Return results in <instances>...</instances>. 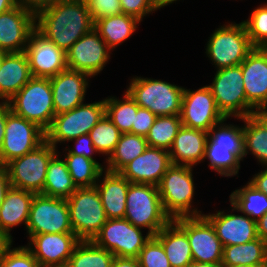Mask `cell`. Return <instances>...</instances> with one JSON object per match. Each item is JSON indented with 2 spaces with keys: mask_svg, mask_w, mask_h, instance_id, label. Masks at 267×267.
Listing matches in <instances>:
<instances>
[{
  "mask_svg": "<svg viewBox=\"0 0 267 267\" xmlns=\"http://www.w3.org/2000/svg\"><path fill=\"white\" fill-rule=\"evenodd\" d=\"M35 29L65 53L94 28L88 5L79 0H55L35 15Z\"/></svg>",
  "mask_w": 267,
  "mask_h": 267,
  "instance_id": "obj_1",
  "label": "cell"
},
{
  "mask_svg": "<svg viewBox=\"0 0 267 267\" xmlns=\"http://www.w3.org/2000/svg\"><path fill=\"white\" fill-rule=\"evenodd\" d=\"M124 218L134 226L147 228L151 236L171 221L163 209L158 186L141 183L129 184Z\"/></svg>",
  "mask_w": 267,
  "mask_h": 267,
  "instance_id": "obj_2",
  "label": "cell"
},
{
  "mask_svg": "<svg viewBox=\"0 0 267 267\" xmlns=\"http://www.w3.org/2000/svg\"><path fill=\"white\" fill-rule=\"evenodd\" d=\"M192 176V166L172 164L158 185L163 209L171 220L203 215L191 208L195 189Z\"/></svg>",
  "mask_w": 267,
  "mask_h": 267,
  "instance_id": "obj_3",
  "label": "cell"
},
{
  "mask_svg": "<svg viewBox=\"0 0 267 267\" xmlns=\"http://www.w3.org/2000/svg\"><path fill=\"white\" fill-rule=\"evenodd\" d=\"M7 103L15 114L46 131L55 116L50 78L32 77Z\"/></svg>",
  "mask_w": 267,
  "mask_h": 267,
  "instance_id": "obj_4",
  "label": "cell"
},
{
  "mask_svg": "<svg viewBox=\"0 0 267 267\" xmlns=\"http://www.w3.org/2000/svg\"><path fill=\"white\" fill-rule=\"evenodd\" d=\"M126 92L141 107L156 116L180 115L184 88L169 82L134 77Z\"/></svg>",
  "mask_w": 267,
  "mask_h": 267,
  "instance_id": "obj_5",
  "label": "cell"
},
{
  "mask_svg": "<svg viewBox=\"0 0 267 267\" xmlns=\"http://www.w3.org/2000/svg\"><path fill=\"white\" fill-rule=\"evenodd\" d=\"M66 200L73 233L80 240H92L107 221L98 190L77 188Z\"/></svg>",
  "mask_w": 267,
  "mask_h": 267,
  "instance_id": "obj_6",
  "label": "cell"
},
{
  "mask_svg": "<svg viewBox=\"0 0 267 267\" xmlns=\"http://www.w3.org/2000/svg\"><path fill=\"white\" fill-rule=\"evenodd\" d=\"M208 40L206 54L217 70L240 65L254 49L243 22L217 28Z\"/></svg>",
  "mask_w": 267,
  "mask_h": 267,
  "instance_id": "obj_7",
  "label": "cell"
},
{
  "mask_svg": "<svg viewBox=\"0 0 267 267\" xmlns=\"http://www.w3.org/2000/svg\"><path fill=\"white\" fill-rule=\"evenodd\" d=\"M58 153L46 140L35 150L6 164L11 187L42 194L48 164Z\"/></svg>",
  "mask_w": 267,
  "mask_h": 267,
  "instance_id": "obj_8",
  "label": "cell"
},
{
  "mask_svg": "<svg viewBox=\"0 0 267 267\" xmlns=\"http://www.w3.org/2000/svg\"><path fill=\"white\" fill-rule=\"evenodd\" d=\"M104 114L105 99L95 103H82L70 111L55 115L45 131V140L57 148L58 142L73 141L80 135L89 134Z\"/></svg>",
  "mask_w": 267,
  "mask_h": 267,
  "instance_id": "obj_9",
  "label": "cell"
},
{
  "mask_svg": "<svg viewBox=\"0 0 267 267\" xmlns=\"http://www.w3.org/2000/svg\"><path fill=\"white\" fill-rule=\"evenodd\" d=\"M207 86L225 118L252 116L254 109L246 99L240 65L217 70L212 84Z\"/></svg>",
  "mask_w": 267,
  "mask_h": 267,
  "instance_id": "obj_10",
  "label": "cell"
},
{
  "mask_svg": "<svg viewBox=\"0 0 267 267\" xmlns=\"http://www.w3.org/2000/svg\"><path fill=\"white\" fill-rule=\"evenodd\" d=\"M150 237L147 233L144 238L140 227L134 226L125 218H118L107 219L91 241L114 256L138 258Z\"/></svg>",
  "mask_w": 267,
  "mask_h": 267,
  "instance_id": "obj_11",
  "label": "cell"
},
{
  "mask_svg": "<svg viewBox=\"0 0 267 267\" xmlns=\"http://www.w3.org/2000/svg\"><path fill=\"white\" fill-rule=\"evenodd\" d=\"M26 229L29 238L37 234L73 233L67 200L35 194Z\"/></svg>",
  "mask_w": 267,
  "mask_h": 267,
  "instance_id": "obj_12",
  "label": "cell"
},
{
  "mask_svg": "<svg viewBox=\"0 0 267 267\" xmlns=\"http://www.w3.org/2000/svg\"><path fill=\"white\" fill-rule=\"evenodd\" d=\"M173 221L187 234L193 261L222 264L224 246L213 225L204 215L180 217Z\"/></svg>",
  "mask_w": 267,
  "mask_h": 267,
  "instance_id": "obj_13",
  "label": "cell"
},
{
  "mask_svg": "<svg viewBox=\"0 0 267 267\" xmlns=\"http://www.w3.org/2000/svg\"><path fill=\"white\" fill-rule=\"evenodd\" d=\"M45 141V131L36 123L15 114L8 104L5 134L0 150V165L35 150Z\"/></svg>",
  "mask_w": 267,
  "mask_h": 267,
  "instance_id": "obj_14",
  "label": "cell"
},
{
  "mask_svg": "<svg viewBox=\"0 0 267 267\" xmlns=\"http://www.w3.org/2000/svg\"><path fill=\"white\" fill-rule=\"evenodd\" d=\"M110 51L99 32L92 28L66 52L67 68L85 72L93 77L104 69L110 58Z\"/></svg>",
  "mask_w": 267,
  "mask_h": 267,
  "instance_id": "obj_15",
  "label": "cell"
},
{
  "mask_svg": "<svg viewBox=\"0 0 267 267\" xmlns=\"http://www.w3.org/2000/svg\"><path fill=\"white\" fill-rule=\"evenodd\" d=\"M180 117L183 126L207 132L226 119L217 108L208 86L196 91L184 88Z\"/></svg>",
  "mask_w": 267,
  "mask_h": 267,
  "instance_id": "obj_16",
  "label": "cell"
},
{
  "mask_svg": "<svg viewBox=\"0 0 267 267\" xmlns=\"http://www.w3.org/2000/svg\"><path fill=\"white\" fill-rule=\"evenodd\" d=\"M29 239V246L25 247L40 267H66L75 246L81 241L74 233L37 234Z\"/></svg>",
  "mask_w": 267,
  "mask_h": 267,
  "instance_id": "obj_17",
  "label": "cell"
},
{
  "mask_svg": "<svg viewBox=\"0 0 267 267\" xmlns=\"http://www.w3.org/2000/svg\"><path fill=\"white\" fill-rule=\"evenodd\" d=\"M24 52L32 77L51 78L67 69L66 53L36 29L31 33Z\"/></svg>",
  "mask_w": 267,
  "mask_h": 267,
  "instance_id": "obj_18",
  "label": "cell"
},
{
  "mask_svg": "<svg viewBox=\"0 0 267 267\" xmlns=\"http://www.w3.org/2000/svg\"><path fill=\"white\" fill-rule=\"evenodd\" d=\"M35 23V15L19 5L0 13V52H24Z\"/></svg>",
  "mask_w": 267,
  "mask_h": 267,
  "instance_id": "obj_19",
  "label": "cell"
},
{
  "mask_svg": "<svg viewBox=\"0 0 267 267\" xmlns=\"http://www.w3.org/2000/svg\"><path fill=\"white\" fill-rule=\"evenodd\" d=\"M171 165L168 150L147 147L143 154L133 159L119 173L130 183L158 186Z\"/></svg>",
  "mask_w": 267,
  "mask_h": 267,
  "instance_id": "obj_20",
  "label": "cell"
},
{
  "mask_svg": "<svg viewBox=\"0 0 267 267\" xmlns=\"http://www.w3.org/2000/svg\"><path fill=\"white\" fill-rule=\"evenodd\" d=\"M85 72L66 69L50 78L55 115L70 111L80 106L88 88Z\"/></svg>",
  "mask_w": 267,
  "mask_h": 267,
  "instance_id": "obj_21",
  "label": "cell"
},
{
  "mask_svg": "<svg viewBox=\"0 0 267 267\" xmlns=\"http://www.w3.org/2000/svg\"><path fill=\"white\" fill-rule=\"evenodd\" d=\"M240 66L248 104L253 109L267 105V48H254Z\"/></svg>",
  "mask_w": 267,
  "mask_h": 267,
  "instance_id": "obj_22",
  "label": "cell"
},
{
  "mask_svg": "<svg viewBox=\"0 0 267 267\" xmlns=\"http://www.w3.org/2000/svg\"><path fill=\"white\" fill-rule=\"evenodd\" d=\"M203 215L213 225L223 246L245 244L258 238L256 221L245 214L243 216L218 211L216 214Z\"/></svg>",
  "mask_w": 267,
  "mask_h": 267,
  "instance_id": "obj_23",
  "label": "cell"
},
{
  "mask_svg": "<svg viewBox=\"0 0 267 267\" xmlns=\"http://www.w3.org/2000/svg\"><path fill=\"white\" fill-rule=\"evenodd\" d=\"M31 78L32 74L25 52L1 54L0 99L3 103H7Z\"/></svg>",
  "mask_w": 267,
  "mask_h": 267,
  "instance_id": "obj_24",
  "label": "cell"
},
{
  "mask_svg": "<svg viewBox=\"0 0 267 267\" xmlns=\"http://www.w3.org/2000/svg\"><path fill=\"white\" fill-rule=\"evenodd\" d=\"M207 139V131L182 125L169 150L171 163L174 165L194 166L203 161Z\"/></svg>",
  "mask_w": 267,
  "mask_h": 267,
  "instance_id": "obj_25",
  "label": "cell"
},
{
  "mask_svg": "<svg viewBox=\"0 0 267 267\" xmlns=\"http://www.w3.org/2000/svg\"><path fill=\"white\" fill-rule=\"evenodd\" d=\"M101 173L103 180L98 179L95 184L99 192L102 205L107 219H118L125 217L126 197L130 182L120 173L105 170ZM100 184H99V183Z\"/></svg>",
  "mask_w": 267,
  "mask_h": 267,
  "instance_id": "obj_26",
  "label": "cell"
},
{
  "mask_svg": "<svg viewBox=\"0 0 267 267\" xmlns=\"http://www.w3.org/2000/svg\"><path fill=\"white\" fill-rule=\"evenodd\" d=\"M35 193L10 187L0 207V229L10 234L11 228L27 225Z\"/></svg>",
  "mask_w": 267,
  "mask_h": 267,
  "instance_id": "obj_27",
  "label": "cell"
},
{
  "mask_svg": "<svg viewBox=\"0 0 267 267\" xmlns=\"http://www.w3.org/2000/svg\"><path fill=\"white\" fill-rule=\"evenodd\" d=\"M155 237L164 247L171 267H187L193 261L187 234L173 220L164 226Z\"/></svg>",
  "mask_w": 267,
  "mask_h": 267,
  "instance_id": "obj_28",
  "label": "cell"
},
{
  "mask_svg": "<svg viewBox=\"0 0 267 267\" xmlns=\"http://www.w3.org/2000/svg\"><path fill=\"white\" fill-rule=\"evenodd\" d=\"M137 18L121 13L99 19L94 23V28L99 32L100 37L112 50L136 31Z\"/></svg>",
  "mask_w": 267,
  "mask_h": 267,
  "instance_id": "obj_29",
  "label": "cell"
},
{
  "mask_svg": "<svg viewBox=\"0 0 267 267\" xmlns=\"http://www.w3.org/2000/svg\"><path fill=\"white\" fill-rule=\"evenodd\" d=\"M267 260V242L260 237L240 245L224 246L221 266L259 267Z\"/></svg>",
  "mask_w": 267,
  "mask_h": 267,
  "instance_id": "obj_30",
  "label": "cell"
},
{
  "mask_svg": "<svg viewBox=\"0 0 267 267\" xmlns=\"http://www.w3.org/2000/svg\"><path fill=\"white\" fill-rule=\"evenodd\" d=\"M76 189L65 160L56 153L48 164L42 195L67 199Z\"/></svg>",
  "mask_w": 267,
  "mask_h": 267,
  "instance_id": "obj_31",
  "label": "cell"
},
{
  "mask_svg": "<svg viewBox=\"0 0 267 267\" xmlns=\"http://www.w3.org/2000/svg\"><path fill=\"white\" fill-rule=\"evenodd\" d=\"M146 137L131 133H122L113 153L106 159V171L119 173L128 163L147 149Z\"/></svg>",
  "mask_w": 267,
  "mask_h": 267,
  "instance_id": "obj_32",
  "label": "cell"
},
{
  "mask_svg": "<svg viewBox=\"0 0 267 267\" xmlns=\"http://www.w3.org/2000/svg\"><path fill=\"white\" fill-rule=\"evenodd\" d=\"M230 203L232 211L237 210L255 221L267 213V195L249 182L231 193Z\"/></svg>",
  "mask_w": 267,
  "mask_h": 267,
  "instance_id": "obj_33",
  "label": "cell"
},
{
  "mask_svg": "<svg viewBox=\"0 0 267 267\" xmlns=\"http://www.w3.org/2000/svg\"><path fill=\"white\" fill-rule=\"evenodd\" d=\"M65 163L77 188L94 187L105 169L99 162L69 152L65 155Z\"/></svg>",
  "mask_w": 267,
  "mask_h": 267,
  "instance_id": "obj_34",
  "label": "cell"
},
{
  "mask_svg": "<svg viewBox=\"0 0 267 267\" xmlns=\"http://www.w3.org/2000/svg\"><path fill=\"white\" fill-rule=\"evenodd\" d=\"M114 257L110 251L98 247L91 240H81L66 267H112Z\"/></svg>",
  "mask_w": 267,
  "mask_h": 267,
  "instance_id": "obj_35",
  "label": "cell"
},
{
  "mask_svg": "<svg viewBox=\"0 0 267 267\" xmlns=\"http://www.w3.org/2000/svg\"><path fill=\"white\" fill-rule=\"evenodd\" d=\"M210 161V168L221 176L237 175L243 157L233 147L217 146L209 137L207 139L204 159Z\"/></svg>",
  "mask_w": 267,
  "mask_h": 267,
  "instance_id": "obj_36",
  "label": "cell"
},
{
  "mask_svg": "<svg viewBox=\"0 0 267 267\" xmlns=\"http://www.w3.org/2000/svg\"><path fill=\"white\" fill-rule=\"evenodd\" d=\"M181 127L180 115L157 116L146 136L148 147L169 151Z\"/></svg>",
  "mask_w": 267,
  "mask_h": 267,
  "instance_id": "obj_37",
  "label": "cell"
},
{
  "mask_svg": "<svg viewBox=\"0 0 267 267\" xmlns=\"http://www.w3.org/2000/svg\"><path fill=\"white\" fill-rule=\"evenodd\" d=\"M123 98L122 101L115 97L106 98L105 114L121 133L132 134V124L139 106L127 92Z\"/></svg>",
  "mask_w": 267,
  "mask_h": 267,
  "instance_id": "obj_38",
  "label": "cell"
},
{
  "mask_svg": "<svg viewBox=\"0 0 267 267\" xmlns=\"http://www.w3.org/2000/svg\"><path fill=\"white\" fill-rule=\"evenodd\" d=\"M244 121V157L249 150L265 167L267 165V131L252 116L242 118Z\"/></svg>",
  "mask_w": 267,
  "mask_h": 267,
  "instance_id": "obj_39",
  "label": "cell"
},
{
  "mask_svg": "<svg viewBox=\"0 0 267 267\" xmlns=\"http://www.w3.org/2000/svg\"><path fill=\"white\" fill-rule=\"evenodd\" d=\"M121 134L122 133L106 114L102 116L98 123L89 132L97 153L106 154L109 155V157L115 150Z\"/></svg>",
  "mask_w": 267,
  "mask_h": 267,
  "instance_id": "obj_40",
  "label": "cell"
},
{
  "mask_svg": "<svg viewBox=\"0 0 267 267\" xmlns=\"http://www.w3.org/2000/svg\"><path fill=\"white\" fill-rule=\"evenodd\" d=\"M221 121L214 125L208 132V137L217 143V146L233 147L242 157H244V135L243 126L223 125ZM217 127V129H216Z\"/></svg>",
  "mask_w": 267,
  "mask_h": 267,
  "instance_id": "obj_41",
  "label": "cell"
},
{
  "mask_svg": "<svg viewBox=\"0 0 267 267\" xmlns=\"http://www.w3.org/2000/svg\"><path fill=\"white\" fill-rule=\"evenodd\" d=\"M245 24L254 48H267V4L253 10Z\"/></svg>",
  "mask_w": 267,
  "mask_h": 267,
  "instance_id": "obj_42",
  "label": "cell"
},
{
  "mask_svg": "<svg viewBox=\"0 0 267 267\" xmlns=\"http://www.w3.org/2000/svg\"><path fill=\"white\" fill-rule=\"evenodd\" d=\"M141 267H171L161 242L151 236L138 256Z\"/></svg>",
  "mask_w": 267,
  "mask_h": 267,
  "instance_id": "obj_43",
  "label": "cell"
},
{
  "mask_svg": "<svg viewBox=\"0 0 267 267\" xmlns=\"http://www.w3.org/2000/svg\"><path fill=\"white\" fill-rule=\"evenodd\" d=\"M0 267H40L34 255L25 246L11 249L1 260Z\"/></svg>",
  "mask_w": 267,
  "mask_h": 267,
  "instance_id": "obj_44",
  "label": "cell"
},
{
  "mask_svg": "<svg viewBox=\"0 0 267 267\" xmlns=\"http://www.w3.org/2000/svg\"><path fill=\"white\" fill-rule=\"evenodd\" d=\"M86 3L93 23L101 18L123 13L120 0H89Z\"/></svg>",
  "mask_w": 267,
  "mask_h": 267,
  "instance_id": "obj_45",
  "label": "cell"
},
{
  "mask_svg": "<svg viewBox=\"0 0 267 267\" xmlns=\"http://www.w3.org/2000/svg\"><path fill=\"white\" fill-rule=\"evenodd\" d=\"M122 12L129 16L137 18L139 21L142 18L155 11L152 0H120Z\"/></svg>",
  "mask_w": 267,
  "mask_h": 267,
  "instance_id": "obj_46",
  "label": "cell"
},
{
  "mask_svg": "<svg viewBox=\"0 0 267 267\" xmlns=\"http://www.w3.org/2000/svg\"><path fill=\"white\" fill-rule=\"evenodd\" d=\"M156 117L149 109L139 107L132 124V134L146 137Z\"/></svg>",
  "mask_w": 267,
  "mask_h": 267,
  "instance_id": "obj_47",
  "label": "cell"
},
{
  "mask_svg": "<svg viewBox=\"0 0 267 267\" xmlns=\"http://www.w3.org/2000/svg\"><path fill=\"white\" fill-rule=\"evenodd\" d=\"M76 142V147L69 149L68 152L70 154H75V155H82L90 160H94L96 162L95 159H93V152L97 153L93 142L90 138L89 134L86 135H80L79 137L73 139Z\"/></svg>",
  "mask_w": 267,
  "mask_h": 267,
  "instance_id": "obj_48",
  "label": "cell"
},
{
  "mask_svg": "<svg viewBox=\"0 0 267 267\" xmlns=\"http://www.w3.org/2000/svg\"><path fill=\"white\" fill-rule=\"evenodd\" d=\"M55 0H16V5L31 11L34 15L49 7Z\"/></svg>",
  "mask_w": 267,
  "mask_h": 267,
  "instance_id": "obj_49",
  "label": "cell"
},
{
  "mask_svg": "<svg viewBox=\"0 0 267 267\" xmlns=\"http://www.w3.org/2000/svg\"><path fill=\"white\" fill-rule=\"evenodd\" d=\"M10 187L11 184L9 180L8 169L6 165H0V207Z\"/></svg>",
  "mask_w": 267,
  "mask_h": 267,
  "instance_id": "obj_50",
  "label": "cell"
},
{
  "mask_svg": "<svg viewBox=\"0 0 267 267\" xmlns=\"http://www.w3.org/2000/svg\"><path fill=\"white\" fill-rule=\"evenodd\" d=\"M249 183L252 184L257 190L267 195V167L264 171H261L253 176Z\"/></svg>",
  "mask_w": 267,
  "mask_h": 267,
  "instance_id": "obj_51",
  "label": "cell"
},
{
  "mask_svg": "<svg viewBox=\"0 0 267 267\" xmlns=\"http://www.w3.org/2000/svg\"><path fill=\"white\" fill-rule=\"evenodd\" d=\"M12 238L11 234L0 229V262L11 250Z\"/></svg>",
  "mask_w": 267,
  "mask_h": 267,
  "instance_id": "obj_52",
  "label": "cell"
},
{
  "mask_svg": "<svg viewBox=\"0 0 267 267\" xmlns=\"http://www.w3.org/2000/svg\"><path fill=\"white\" fill-rule=\"evenodd\" d=\"M8 116V103L0 102V150L4 141L5 125Z\"/></svg>",
  "mask_w": 267,
  "mask_h": 267,
  "instance_id": "obj_53",
  "label": "cell"
},
{
  "mask_svg": "<svg viewBox=\"0 0 267 267\" xmlns=\"http://www.w3.org/2000/svg\"><path fill=\"white\" fill-rule=\"evenodd\" d=\"M112 267H141L138 258L114 257Z\"/></svg>",
  "mask_w": 267,
  "mask_h": 267,
  "instance_id": "obj_54",
  "label": "cell"
},
{
  "mask_svg": "<svg viewBox=\"0 0 267 267\" xmlns=\"http://www.w3.org/2000/svg\"><path fill=\"white\" fill-rule=\"evenodd\" d=\"M252 117L267 131V105L255 108Z\"/></svg>",
  "mask_w": 267,
  "mask_h": 267,
  "instance_id": "obj_55",
  "label": "cell"
},
{
  "mask_svg": "<svg viewBox=\"0 0 267 267\" xmlns=\"http://www.w3.org/2000/svg\"><path fill=\"white\" fill-rule=\"evenodd\" d=\"M257 235L267 242V213L256 221Z\"/></svg>",
  "mask_w": 267,
  "mask_h": 267,
  "instance_id": "obj_56",
  "label": "cell"
},
{
  "mask_svg": "<svg viewBox=\"0 0 267 267\" xmlns=\"http://www.w3.org/2000/svg\"><path fill=\"white\" fill-rule=\"evenodd\" d=\"M16 6V0H0V13L9 11Z\"/></svg>",
  "mask_w": 267,
  "mask_h": 267,
  "instance_id": "obj_57",
  "label": "cell"
},
{
  "mask_svg": "<svg viewBox=\"0 0 267 267\" xmlns=\"http://www.w3.org/2000/svg\"><path fill=\"white\" fill-rule=\"evenodd\" d=\"M174 1L177 0H152L153 6L155 7L156 10L173 3Z\"/></svg>",
  "mask_w": 267,
  "mask_h": 267,
  "instance_id": "obj_58",
  "label": "cell"
},
{
  "mask_svg": "<svg viewBox=\"0 0 267 267\" xmlns=\"http://www.w3.org/2000/svg\"><path fill=\"white\" fill-rule=\"evenodd\" d=\"M187 267H221V265H214L210 263H199L192 261Z\"/></svg>",
  "mask_w": 267,
  "mask_h": 267,
  "instance_id": "obj_59",
  "label": "cell"
},
{
  "mask_svg": "<svg viewBox=\"0 0 267 267\" xmlns=\"http://www.w3.org/2000/svg\"><path fill=\"white\" fill-rule=\"evenodd\" d=\"M221 267H254L251 265H235V266H221Z\"/></svg>",
  "mask_w": 267,
  "mask_h": 267,
  "instance_id": "obj_60",
  "label": "cell"
},
{
  "mask_svg": "<svg viewBox=\"0 0 267 267\" xmlns=\"http://www.w3.org/2000/svg\"><path fill=\"white\" fill-rule=\"evenodd\" d=\"M259 267H267V260L264 263H262Z\"/></svg>",
  "mask_w": 267,
  "mask_h": 267,
  "instance_id": "obj_61",
  "label": "cell"
}]
</instances>
